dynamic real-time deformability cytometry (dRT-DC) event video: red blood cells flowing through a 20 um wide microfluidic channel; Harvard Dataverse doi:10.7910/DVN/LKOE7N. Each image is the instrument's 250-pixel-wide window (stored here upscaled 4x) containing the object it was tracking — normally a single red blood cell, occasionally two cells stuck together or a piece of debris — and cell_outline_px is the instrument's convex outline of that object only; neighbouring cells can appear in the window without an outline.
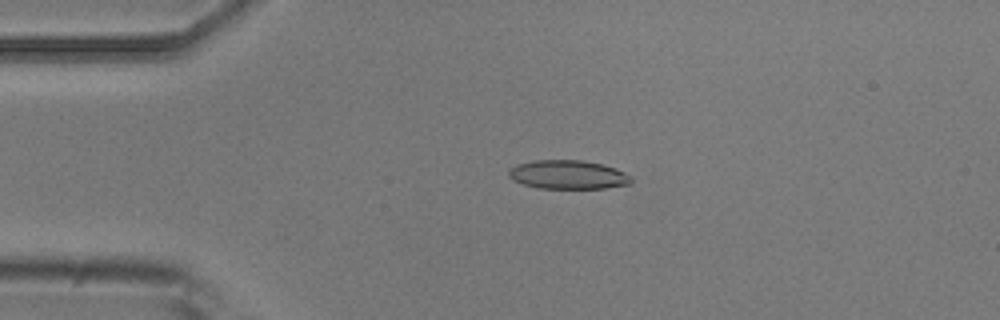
{"species": "common noctule bat (a hibernating species)", "species_latin": "Nyctalus noctula", "temperature_condition": "room temperature", "stored_images_in_passage": 36, "camera_frame_rate_fps": 3000, "um_per_image_px": 0.085, "animal": {"sex": "male", "body_mass_g": 20.5, "forearm_length_mm": 52.5}, "frame": {"image": 1, "passage_image": 4, "time_ms": 1.0, "image_size_px": [1000, 320], "cell_outline_px": [[632, 180], [628, 184], [604, 188], [540, 188], [524, 184], [512, 180], [508, 176], [508, 172], [516, 164], [532, 160], [580, 160], [600, 164], [616, 168], [632, 176]], "centroid_in_image_um": [48.26, 14.84], "position_along_channel_um": 36.7, "area_um2": 20.46}}
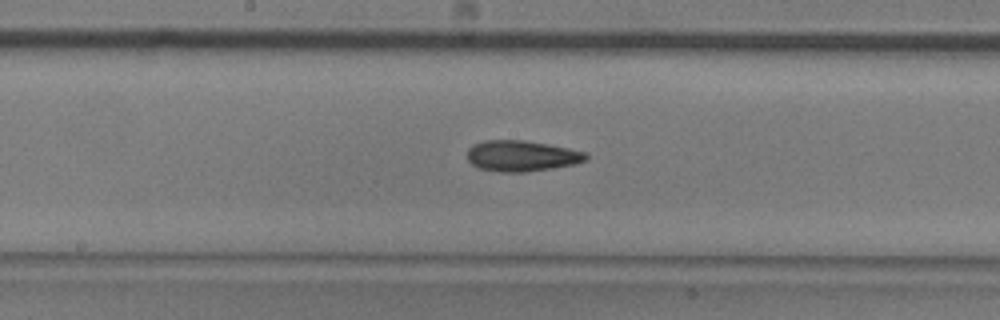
{"frame": {"image": 2, "passage_image": 19, "time_ms": 6.0, "image_size_px": [1000, 320], "cell_outline_px": [[588, 160], [576, 164], [552, 168], [524, 172], [500, 172], [480, 168], [472, 164], [468, 160], [468, 148], [472, 144], [484, 140], [524, 140], [548, 144], [588, 152]], "centroid_in_image_um": [44.37, 13.24], "position_along_channel_um": 203.8, "area_um2": 21.5}}
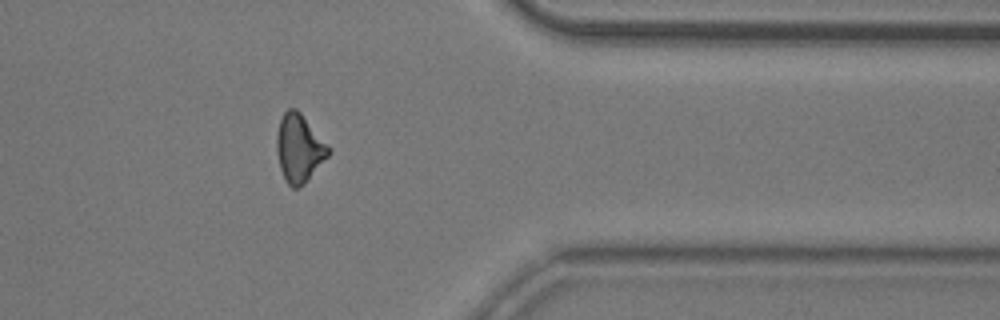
{"frame": {"image": 3, "passage_image": 34, "time_ms": 11.0, "image_size_px": [1000, 320], "cell_outline_px": [[332, 152], [304, 184], [296, 188], [292, 188], [288, 184], [280, 168], [276, 148], [276, 136], [280, 120], [284, 112], [288, 108], [296, 108], [300, 112], [332, 148]], "centroid_in_image_um": [25.45, 12.58], "position_along_channel_um": 386.0, "area_um2": 20.58}, "authors_computed_cell_mechanics": {"area_um2": 20.6057, "velocity_mm_per_s": 3.9616, "shape_relaxation_time_tau1_ms": 6.526, "shape_relaxation_time_tau2_ms": 5.5093, "deformation_change_tau1": 0.1833, "deformation_change_tau2": 0.1652}}